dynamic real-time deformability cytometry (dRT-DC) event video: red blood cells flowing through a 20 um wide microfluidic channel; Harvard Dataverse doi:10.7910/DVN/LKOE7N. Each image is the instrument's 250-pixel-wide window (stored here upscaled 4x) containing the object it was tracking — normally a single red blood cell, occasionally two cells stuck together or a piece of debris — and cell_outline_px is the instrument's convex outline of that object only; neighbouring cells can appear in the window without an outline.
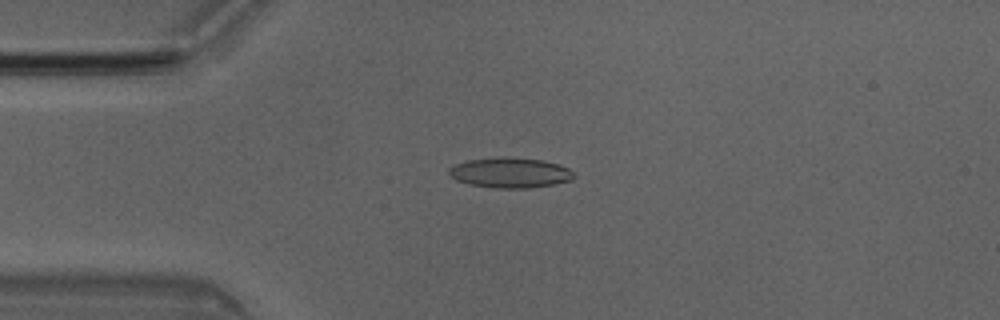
{"species": "Egyptian fruit bat (a non-hibernating species)", "species_latin": "Rousettus aegyptiacus", "temperature_condition": "room temperature", "stored_images_in_passage": 5, "camera_frame_rate_fps": 3000, "um_per_image_px": 0.085, "animal": {"sex": "male"}, "frame": {"image": 1, "passage_image": 4, "time_ms": 1.0, "image_size_px": [1000, 320], "cell_outline_px": [[576, 176], [572, 180], [552, 184], [528, 188], [492, 188], [468, 184], [456, 180], [448, 176], [448, 168], [456, 164], [468, 160], [496, 156], [508, 156], [540, 160], [556, 164], [568, 168]], "centroid_in_image_um": [43.3, 14.67], "position_along_channel_um": 41.7, "area_um2": 22.2}}